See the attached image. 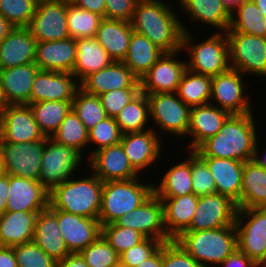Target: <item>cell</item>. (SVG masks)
Wrapping results in <instances>:
<instances>
[{
  "label": "cell",
  "instance_id": "cell-14",
  "mask_svg": "<svg viewBox=\"0 0 266 267\" xmlns=\"http://www.w3.org/2000/svg\"><path fill=\"white\" fill-rule=\"evenodd\" d=\"M237 205L220 193L200 196L190 226L185 231L212 230L233 226Z\"/></svg>",
  "mask_w": 266,
  "mask_h": 267
},
{
  "label": "cell",
  "instance_id": "cell-40",
  "mask_svg": "<svg viewBox=\"0 0 266 267\" xmlns=\"http://www.w3.org/2000/svg\"><path fill=\"white\" fill-rule=\"evenodd\" d=\"M176 93L190 108L208 104L211 99V77L186 69Z\"/></svg>",
  "mask_w": 266,
  "mask_h": 267
},
{
  "label": "cell",
  "instance_id": "cell-62",
  "mask_svg": "<svg viewBox=\"0 0 266 267\" xmlns=\"http://www.w3.org/2000/svg\"><path fill=\"white\" fill-rule=\"evenodd\" d=\"M260 146L258 141L256 143V150H255V155H254V160L260 165L262 166L264 169H266V148L264 147L265 151L263 150V155H261V152L262 150L259 152V148L261 147H258Z\"/></svg>",
  "mask_w": 266,
  "mask_h": 267
},
{
  "label": "cell",
  "instance_id": "cell-52",
  "mask_svg": "<svg viewBox=\"0 0 266 267\" xmlns=\"http://www.w3.org/2000/svg\"><path fill=\"white\" fill-rule=\"evenodd\" d=\"M140 92L141 88L116 89L98 97L107 116L114 118Z\"/></svg>",
  "mask_w": 266,
  "mask_h": 267
},
{
  "label": "cell",
  "instance_id": "cell-3",
  "mask_svg": "<svg viewBox=\"0 0 266 267\" xmlns=\"http://www.w3.org/2000/svg\"><path fill=\"white\" fill-rule=\"evenodd\" d=\"M90 172L88 177L70 178L55 186L49 194V206L55 210L98 219L104 182Z\"/></svg>",
  "mask_w": 266,
  "mask_h": 267
},
{
  "label": "cell",
  "instance_id": "cell-38",
  "mask_svg": "<svg viewBox=\"0 0 266 267\" xmlns=\"http://www.w3.org/2000/svg\"><path fill=\"white\" fill-rule=\"evenodd\" d=\"M45 137L54 134L72 109V101H42L28 104Z\"/></svg>",
  "mask_w": 266,
  "mask_h": 267
},
{
  "label": "cell",
  "instance_id": "cell-20",
  "mask_svg": "<svg viewBox=\"0 0 266 267\" xmlns=\"http://www.w3.org/2000/svg\"><path fill=\"white\" fill-rule=\"evenodd\" d=\"M80 83L72 73L39 70L31 91V103L72 101Z\"/></svg>",
  "mask_w": 266,
  "mask_h": 267
},
{
  "label": "cell",
  "instance_id": "cell-16",
  "mask_svg": "<svg viewBox=\"0 0 266 267\" xmlns=\"http://www.w3.org/2000/svg\"><path fill=\"white\" fill-rule=\"evenodd\" d=\"M44 138L28 104L6 105L0 111V142L24 143Z\"/></svg>",
  "mask_w": 266,
  "mask_h": 267
},
{
  "label": "cell",
  "instance_id": "cell-11",
  "mask_svg": "<svg viewBox=\"0 0 266 267\" xmlns=\"http://www.w3.org/2000/svg\"><path fill=\"white\" fill-rule=\"evenodd\" d=\"M245 75L240 71L229 70L211 77V104L226 110L230 114H245L253 112L250 94L244 92ZM216 102V103H215Z\"/></svg>",
  "mask_w": 266,
  "mask_h": 267
},
{
  "label": "cell",
  "instance_id": "cell-46",
  "mask_svg": "<svg viewBox=\"0 0 266 267\" xmlns=\"http://www.w3.org/2000/svg\"><path fill=\"white\" fill-rule=\"evenodd\" d=\"M101 235L119 255L145 238L136 230L120 227L114 223L102 225Z\"/></svg>",
  "mask_w": 266,
  "mask_h": 267
},
{
  "label": "cell",
  "instance_id": "cell-36",
  "mask_svg": "<svg viewBox=\"0 0 266 267\" xmlns=\"http://www.w3.org/2000/svg\"><path fill=\"white\" fill-rule=\"evenodd\" d=\"M180 163L176 162L161 176L160 181L153 183V191L158 197H180L193 193L191 177V151Z\"/></svg>",
  "mask_w": 266,
  "mask_h": 267
},
{
  "label": "cell",
  "instance_id": "cell-33",
  "mask_svg": "<svg viewBox=\"0 0 266 267\" xmlns=\"http://www.w3.org/2000/svg\"><path fill=\"white\" fill-rule=\"evenodd\" d=\"M39 212L6 211L0 215L1 245L14 247L33 241L35 223Z\"/></svg>",
  "mask_w": 266,
  "mask_h": 267
},
{
  "label": "cell",
  "instance_id": "cell-44",
  "mask_svg": "<svg viewBox=\"0 0 266 267\" xmlns=\"http://www.w3.org/2000/svg\"><path fill=\"white\" fill-rule=\"evenodd\" d=\"M72 110L88 130L108 117L99 97L86 93L81 88L77 90L72 100Z\"/></svg>",
  "mask_w": 266,
  "mask_h": 267
},
{
  "label": "cell",
  "instance_id": "cell-67",
  "mask_svg": "<svg viewBox=\"0 0 266 267\" xmlns=\"http://www.w3.org/2000/svg\"><path fill=\"white\" fill-rule=\"evenodd\" d=\"M3 173V168H2V162H1V157H0V175Z\"/></svg>",
  "mask_w": 266,
  "mask_h": 267
},
{
  "label": "cell",
  "instance_id": "cell-24",
  "mask_svg": "<svg viewBox=\"0 0 266 267\" xmlns=\"http://www.w3.org/2000/svg\"><path fill=\"white\" fill-rule=\"evenodd\" d=\"M39 67L34 63L0 70V85L6 105L31 103L32 84Z\"/></svg>",
  "mask_w": 266,
  "mask_h": 267
},
{
  "label": "cell",
  "instance_id": "cell-22",
  "mask_svg": "<svg viewBox=\"0 0 266 267\" xmlns=\"http://www.w3.org/2000/svg\"><path fill=\"white\" fill-rule=\"evenodd\" d=\"M57 222L61 237L71 253L87 248L101 235L99 219L57 210Z\"/></svg>",
  "mask_w": 266,
  "mask_h": 267
},
{
  "label": "cell",
  "instance_id": "cell-29",
  "mask_svg": "<svg viewBox=\"0 0 266 267\" xmlns=\"http://www.w3.org/2000/svg\"><path fill=\"white\" fill-rule=\"evenodd\" d=\"M33 242L56 262L71 253L61 237L57 222V210L49 206L38 213Z\"/></svg>",
  "mask_w": 266,
  "mask_h": 267
},
{
  "label": "cell",
  "instance_id": "cell-34",
  "mask_svg": "<svg viewBox=\"0 0 266 267\" xmlns=\"http://www.w3.org/2000/svg\"><path fill=\"white\" fill-rule=\"evenodd\" d=\"M76 51L72 74L79 83L114 62L95 37L76 39Z\"/></svg>",
  "mask_w": 266,
  "mask_h": 267
},
{
  "label": "cell",
  "instance_id": "cell-15",
  "mask_svg": "<svg viewBox=\"0 0 266 267\" xmlns=\"http://www.w3.org/2000/svg\"><path fill=\"white\" fill-rule=\"evenodd\" d=\"M66 17L67 5L55 0H38L28 29L36 42L64 40L70 37Z\"/></svg>",
  "mask_w": 266,
  "mask_h": 267
},
{
  "label": "cell",
  "instance_id": "cell-5",
  "mask_svg": "<svg viewBox=\"0 0 266 267\" xmlns=\"http://www.w3.org/2000/svg\"><path fill=\"white\" fill-rule=\"evenodd\" d=\"M190 31L184 32L181 51H187V69L210 77L231 68L229 42L225 32H215L199 41ZM196 43H193L195 42ZM198 41V42H197Z\"/></svg>",
  "mask_w": 266,
  "mask_h": 267
},
{
  "label": "cell",
  "instance_id": "cell-10",
  "mask_svg": "<svg viewBox=\"0 0 266 267\" xmlns=\"http://www.w3.org/2000/svg\"><path fill=\"white\" fill-rule=\"evenodd\" d=\"M225 33L229 42L231 68L245 76H260L266 80V38L236 31Z\"/></svg>",
  "mask_w": 266,
  "mask_h": 267
},
{
  "label": "cell",
  "instance_id": "cell-50",
  "mask_svg": "<svg viewBox=\"0 0 266 267\" xmlns=\"http://www.w3.org/2000/svg\"><path fill=\"white\" fill-rule=\"evenodd\" d=\"M191 177L193 193L200 197L217 193L214 177L207 164L191 151Z\"/></svg>",
  "mask_w": 266,
  "mask_h": 267
},
{
  "label": "cell",
  "instance_id": "cell-47",
  "mask_svg": "<svg viewBox=\"0 0 266 267\" xmlns=\"http://www.w3.org/2000/svg\"><path fill=\"white\" fill-rule=\"evenodd\" d=\"M38 0H0V14L14 27H28Z\"/></svg>",
  "mask_w": 266,
  "mask_h": 267
},
{
  "label": "cell",
  "instance_id": "cell-27",
  "mask_svg": "<svg viewBox=\"0 0 266 267\" xmlns=\"http://www.w3.org/2000/svg\"><path fill=\"white\" fill-rule=\"evenodd\" d=\"M199 157L207 164L214 177L217 193L229 197L239 208L244 162L209 156Z\"/></svg>",
  "mask_w": 266,
  "mask_h": 267
},
{
  "label": "cell",
  "instance_id": "cell-18",
  "mask_svg": "<svg viewBox=\"0 0 266 267\" xmlns=\"http://www.w3.org/2000/svg\"><path fill=\"white\" fill-rule=\"evenodd\" d=\"M152 128L142 132L124 133L121 145L133 169L140 175L162 157L161 138Z\"/></svg>",
  "mask_w": 266,
  "mask_h": 267
},
{
  "label": "cell",
  "instance_id": "cell-25",
  "mask_svg": "<svg viewBox=\"0 0 266 267\" xmlns=\"http://www.w3.org/2000/svg\"><path fill=\"white\" fill-rule=\"evenodd\" d=\"M231 114L226 110L208 103L191 108L190 125L187 132L189 151L197 149L209 137L214 136L222 128Z\"/></svg>",
  "mask_w": 266,
  "mask_h": 267
},
{
  "label": "cell",
  "instance_id": "cell-61",
  "mask_svg": "<svg viewBox=\"0 0 266 267\" xmlns=\"http://www.w3.org/2000/svg\"><path fill=\"white\" fill-rule=\"evenodd\" d=\"M14 26L0 14V43L8 36Z\"/></svg>",
  "mask_w": 266,
  "mask_h": 267
},
{
  "label": "cell",
  "instance_id": "cell-56",
  "mask_svg": "<svg viewBox=\"0 0 266 267\" xmlns=\"http://www.w3.org/2000/svg\"><path fill=\"white\" fill-rule=\"evenodd\" d=\"M76 6L87 11L99 14L100 16L105 18V0H79Z\"/></svg>",
  "mask_w": 266,
  "mask_h": 267
},
{
  "label": "cell",
  "instance_id": "cell-7",
  "mask_svg": "<svg viewBox=\"0 0 266 267\" xmlns=\"http://www.w3.org/2000/svg\"><path fill=\"white\" fill-rule=\"evenodd\" d=\"M146 95L149 101L150 121L155 126L152 129L158 135L169 134L172 137H179L178 139L187 138L191 108L178 97L177 93Z\"/></svg>",
  "mask_w": 266,
  "mask_h": 267
},
{
  "label": "cell",
  "instance_id": "cell-53",
  "mask_svg": "<svg viewBox=\"0 0 266 267\" xmlns=\"http://www.w3.org/2000/svg\"><path fill=\"white\" fill-rule=\"evenodd\" d=\"M161 267H204L192 258L175 240L162 244Z\"/></svg>",
  "mask_w": 266,
  "mask_h": 267
},
{
  "label": "cell",
  "instance_id": "cell-35",
  "mask_svg": "<svg viewBox=\"0 0 266 267\" xmlns=\"http://www.w3.org/2000/svg\"><path fill=\"white\" fill-rule=\"evenodd\" d=\"M165 52L144 35L133 31L123 63L140 80Z\"/></svg>",
  "mask_w": 266,
  "mask_h": 267
},
{
  "label": "cell",
  "instance_id": "cell-1",
  "mask_svg": "<svg viewBox=\"0 0 266 267\" xmlns=\"http://www.w3.org/2000/svg\"><path fill=\"white\" fill-rule=\"evenodd\" d=\"M177 15L166 1L139 0L130 24L165 53H174L181 51L183 34L190 31Z\"/></svg>",
  "mask_w": 266,
  "mask_h": 267
},
{
  "label": "cell",
  "instance_id": "cell-17",
  "mask_svg": "<svg viewBox=\"0 0 266 267\" xmlns=\"http://www.w3.org/2000/svg\"><path fill=\"white\" fill-rule=\"evenodd\" d=\"M181 51L164 53L160 59L143 75L139 82L145 94L176 93L181 78L187 69L186 62L180 60Z\"/></svg>",
  "mask_w": 266,
  "mask_h": 267
},
{
  "label": "cell",
  "instance_id": "cell-23",
  "mask_svg": "<svg viewBox=\"0 0 266 267\" xmlns=\"http://www.w3.org/2000/svg\"><path fill=\"white\" fill-rule=\"evenodd\" d=\"M80 88L92 95H101L116 89L140 88L139 79L123 63L114 61L111 65L88 75Z\"/></svg>",
  "mask_w": 266,
  "mask_h": 267
},
{
  "label": "cell",
  "instance_id": "cell-39",
  "mask_svg": "<svg viewBox=\"0 0 266 267\" xmlns=\"http://www.w3.org/2000/svg\"><path fill=\"white\" fill-rule=\"evenodd\" d=\"M114 118L123 134L150 129L151 127H149L148 123L151 122L147 95L140 92Z\"/></svg>",
  "mask_w": 266,
  "mask_h": 267
},
{
  "label": "cell",
  "instance_id": "cell-6",
  "mask_svg": "<svg viewBox=\"0 0 266 267\" xmlns=\"http://www.w3.org/2000/svg\"><path fill=\"white\" fill-rule=\"evenodd\" d=\"M141 181L142 179L137 177L104 182L98 216L101 226L113 223L119 217L138 208L154 193L153 182L146 184Z\"/></svg>",
  "mask_w": 266,
  "mask_h": 267
},
{
  "label": "cell",
  "instance_id": "cell-64",
  "mask_svg": "<svg viewBox=\"0 0 266 267\" xmlns=\"http://www.w3.org/2000/svg\"><path fill=\"white\" fill-rule=\"evenodd\" d=\"M257 7L261 10V13L266 17V0H253Z\"/></svg>",
  "mask_w": 266,
  "mask_h": 267
},
{
  "label": "cell",
  "instance_id": "cell-19",
  "mask_svg": "<svg viewBox=\"0 0 266 267\" xmlns=\"http://www.w3.org/2000/svg\"><path fill=\"white\" fill-rule=\"evenodd\" d=\"M87 158L90 171L103 182L130 180L142 176L131 166L121 143L99 149Z\"/></svg>",
  "mask_w": 266,
  "mask_h": 267
},
{
  "label": "cell",
  "instance_id": "cell-12",
  "mask_svg": "<svg viewBox=\"0 0 266 267\" xmlns=\"http://www.w3.org/2000/svg\"><path fill=\"white\" fill-rule=\"evenodd\" d=\"M46 137L24 143L0 142L3 173L38 181Z\"/></svg>",
  "mask_w": 266,
  "mask_h": 267
},
{
  "label": "cell",
  "instance_id": "cell-37",
  "mask_svg": "<svg viewBox=\"0 0 266 267\" xmlns=\"http://www.w3.org/2000/svg\"><path fill=\"white\" fill-rule=\"evenodd\" d=\"M266 207V169L254 159L244 162L239 208Z\"/></svg>",
  "mask_w": 266,
  "mask_h": 267
},
{
  "label": "cell",
  "instance_id": "cell-57",
  "mask_svg": "<svg viewBox=\"0 0 266 267\" xmlns=\"http://www.w3.org/2000/svg\"><path fill=\"white\" fill-rule=\"evenodd\" d=\"M57 267H88V265L82 255L79 252H75L58 261Z\"/></svg>",
  "mask_w": 266,
  "mask_h": 267
},
{
  "label": "cell",
  "instance_id": "cell-43",
  "mask_svg": "<svg viewBox=\"0 0 266 267\" xmlns=\"http://www.w3.org/2000/svg\"><path fill=\"white\" fill-rule=\"evenodd\" d=\"M67 28L70 38L81 39L95 37L102 16L94 12L67 5Z\"/></svg>",
  "mask_w": 266,
  "mask_h": 267
},
{
  "label": "cell",
  "instance_id": "cell-28",
  "mask_svg": "<svg viewBox=\"0 0 266 267\" xmlns=\"http://www.w3.org/2000/svg\"><path fill=\"white\" fill-rule=\"evenodd\" d=\"M36 39L28 27H14L0 43V70L35 62Z\"/></svg>",
  "mask_w": 266,
  "mask_h": 267
},
{
  "label": "cell",
  "instance_id": "cell-48",
  "mask_svg": "<svg viewBox=\"0 0 266 267\" xmlns=\"http://www.w3.org/2000/svg\"><path fill=\"white\" fill-rule=\"evenodd\" d=\"M79 253L88 267H111L119 262V254L102 235Z\"/></svg>",
  "mask_w": 266,
  "mask_h": 267
},
{
  "label": "cell",
  "instance_id": "cell-59",
  "mask_svg": "<svg viewBox=\"0 0 266 267\" xmlns=\"http://www.w3.org/2000/svg\"><path fill=\"white\" fill-rule=\"evenodd\" d=\"M0 267H18L13 247H0Z\"/></svg>",
  "mask_w": 266,
  "mask_h": 267
},
{
  "label": "cell",
  "instance_id": "cell-42",
  "mask_svg": "<svg viewBox=\"0 0 266 267\" xmlns=\"http://www.w3.org/2000/svg\"><path fill=\"white\" fill-rule=\"evenodd\" d=\"M58 144L73 147L82 156L83 148H88L89 130L71 109L61 122L58 130L50 137Z\"/></svg>",
  "mask_w": 266,
  "mask_h": 267
},
{
  "label": "cell",
  "instance_id": "cell-8",
  "mask_svg": "<svg viewBox=\"0 0 266 267\" xmlns=\"http://www.w3.org/2000/svg\"><path fill=\"white\" fill-rule=\"evenodd\" d=\"M234 225L238 249L266 267V207L238 208Z\"/></svg>",
  "mask_w": 266,
  "mask_h": 267
},
{
  "label": "cell",
  "instance_id": "cell-55",
  "mask_svg": "<svg viewBox=\"0 0 266 267\" xmlns=\"http://www.w3.org/2000/svg\"><path fill=\"white\" fill-rule=\"evenodd\" d=\"M218 267H260L246 254L236 249Z\"/></svg>",
  "mask_w": 266,
  "mask_h": 267
},
{
  "label": "cell",
  "instance_id": "cell-32",
  "mask_svg": "<svg viewBox=\"0 0 266 267\" xmlns=\"http://www.w3.org/2000/svg\"><path fill=\"white\" fill-rule=\"evenodd\" d=\"M132 33L130 22L103 18L95 38L114 61L123 62L128 53Z\"/></svg>",
  "mask_w": 266,
  "mask_h": 267
},
{
  "label": "cell",
  "instance_id": "cell-60",
  "mask_svg": "<svg viewBox=\"0 0 266 267\" xmlns=\"http://www.w3.org/2000/svg\"><path fill=\"white\" fill-rule=\"evenodd\" d=\"M161 265H162V245L151 257H149L147 260H144L136 267H161Z\"/></svg>",
  "mask_w": 266,
  "mask_h": 267
},
{
  "label": "cell",
  "instance_id": "cell-21",
  "mask_svg": "<svg viewBox=\"0 0 266 267\" xmlns=\"http://www.w3.org/2000/svg\"><path fill=\"white\" fill-rule=\"evenodd\" d=\"M49 194L39 181L9 175L6 211L40 212L49 207Z\"/></svg>",
  "mask_w": 266,
  "mask_h": 267
},
{
  "label": "cell",
  "instance_id": "cell-51",
  "mask_svg": "<svg viewBox=\"0 0 266 267\" xmlns=\"http://www.w3.org/2000/svg\"><path fill=\"white\" fill-rule=\"evenodd\" d=\"M163 244L161 240L144 238L137 245L129 248L119 255V261L125 267H136L151 257Z\"/></svg>",
  "mask_w": 266,
  "mask_h": 267
},
{
  "label": "cell",
  "instance_id": "cell-49",
  "mask_svg": "<svg viewBox=\"0 0 266 267\" xmlns=\"http://www.w3.org/2000/svg\"><path fill=\"white\" fill-rule=\"evenodd\" d=\"M18 267H57V262L33 241L13 247Z\"/></svg>",
  "mask_w": 266,
  "mask_h": 267
},
{
  "label": "cell",
  "instance_id": "cell-31",
  "mask_svg": "<svg viewBox=\"0 0 266 267\" xmlns=\"http://www.w3.org/2000/svg\"><path fill=\"white\" fill-rule=\"evenodd\" d=\"M182 13L188 14L191 24L202 25L226 32L230 26L231 13L223 5L222 0H179Z\"/></svg>",
  "mask_w": 266,
  "mask_h": 267
},
{
  "label": "cell",
  "instance_id": "cell-26",
  "mask_svg": "<svg viewBox=\"0 0 266 267\" xmlns=\"http://www.w3.org/2000/svg\"><path fill=\"white\" fill-rule=\"evenodd\" d=\"M76 39L36 42L35 64L40 70L72 73L76 62Z\"/></svg>",
  "mask_w": 266,
  "mask_h": 267
},
{
  "label": "cell",
  "instance_id": "cell-4",
  "mask_svg": "<svg viewBox=\"0 0 266 267\" xmlns=\"http://www.w3.org/2000/svg\"><path fill=\"white\" fill-rule=\"evenodd\" d=\"M174 240L204 267L219 266L238 249L235 225L212 230L184 231Z\"/></svg>",
  "mask_w": 266,
  "mask_h": 267
},
{
  "label": "cell",
  "instance_id": "cell-63",
  "mask_svg": "<svg viewBox=\"0 0 266 267\" xmlns=\"http://www.w3.org/2000/svg\"><path fill=\"white\" fill-rule=\"evenodd\" d=\"M245 1L246 0H222L223 5L230 13H233Z\"/></svg>",
  "mask_w": 266,
  "mask_h": 267
},
{
  "label": "cell",
  "instance_id": "cell-41",
  "mask_svg": "<svg viewBox=\"0 0 266 267\" xmlns=\"http://www.w3.org/2000/svg\"><path fill=\"white\" fill-rule=\"evenodd\" d=\"M227 31L266 38V17L253 0H246L233 13Z\"/></svg>",
  "mask_w": 266,
  "mask_h": 267
},
{
  "label": "cell",
  "instance_id": "cell-66",
  "mask_svg": "<svg viewBox=\"0 0 266 267\" xmlns=\"http://www.w3.org/2000/svg\"><path fill=\"white\" fill-rule=\"evenodd\" d=\"M111 267H125L120 261Z\"/></svg>",
  "mask_w": 266,
  "mask_h": 267
},
{
  "label": "cell",
  "instance_id": "cell-30",
  "mask_svg": "<svg viewBox=\"0 0 266 267\" xmlns=\"http://www.w3.org/2000/svg\"><path fill=\"white\" fill-rule=\"evenodd\" d=\"M159 198L163 203L165 231L174 240L190 226L199 197L192 193L180 197Z\"/></svg>",
  "mask_w": 266,
  "mask_h": 267
},
{
  "label": "cell",
  "instance_id": "cell-54",
  "mask_svg": "<svg viewBox=\"0 0 266 267\" xmlns=\"http://www.w3.org/2000/svg\"><path fill=\"white\" fill-rule=\"evenodd\" d=\"M139 0H105V18L131 21Z\"/></svg>",
  "mask_w": 266,
  "mask_h": 267
},
{
  "label": "cell",
  "instance_id": "cell-2",
  "mask_svg": "<svg viewBox=\"0 0 266 267\" xmlns=\"http://www.w3.org/2000/svg\"><path fill=\"white\" fill-rule=\"evenodd\" d=\"M254 112L231 114L214 136L204 141L194 152L198 156L233 159L246 162L254 159L259 141ZM258 139V140H257Z\"/></svg>",
  "mask_w": 266,
  "mask_h": 267
},
{
  "label": "cell",
  "instance_id": "cell-58",
  "mask_svg": "<svg viewBox=\"0 0 266 267\" xmlns=\"http://www.w3.org/2000/svg\"><path fill=\"white\" fill-rule=\"evenodd\" d=\"M9 188V175L2 173L0 175V215L6 212Z\"/></svg>",
  "mask_w": 266,
  "mask_h": 267
},
{
  "label": "cell",
  "instance_id": "cell-9",
  "mask_svg": "<svg viewBox=\"0 0 266 267\" xmlns=\"http://www.w3.org/2000/svg\"><path fill=\"white\" fill-rule=\"evenodd\" d=\"M84 159L85 157L73 147L58 144L50 137H46L38 181L51 191L55 186L77 176L74 173H77L76 170L81 167Z\"/></svg>",
  "mask_w": 266,
  "mask_h": 267
},
{
  "label": "cell",
  "instance_id": "cell-13",
  "mask_svg": "<svg viewBox=\"0 0 266 267\" xmlns=\"http://www.w3.org/2000/svg\"><path fill=\"white\" fill-rule=\"evenodd\" d=\"M113 223L136 230L145 238H154L163 243L172 241L164 228L162 200L155 193L138 208L119 217Z\"/></svg>",
  "mask_w": 266,
  "mask_h": 267
},
{
  "label": "cell",
  "instance_id": "cell-45",
  "mask_svg": "<svg viewBox=\"0 0 266 267\" xmlns=\"http://www.w3.org/2000/svg\"><path fill=\"white\" fill-rule=\"evenodd\" d=\"M123 133L113 117L101 120L89 130L88 147L93 144L89 157L97 150L119 144ZM95 145L97 146L95 148Z\"/></svg>",
  "mask_w": 266,
  "mask_h": 267
},
{
  "label": "cell",
  "instance_id": "cell-65",
  "mask_svg": "<svg viewBox=\"0 0 266 267\" xmlns=\"http://www.w3.org/2000/svg\"><path fill=\"white\" fill-rule=\"evenodd\" d=\"M65 5H76L79 0H55Z\"/></svg>",
  "mask_w": 266,
  "mask_h": 267
}]
</instances>
